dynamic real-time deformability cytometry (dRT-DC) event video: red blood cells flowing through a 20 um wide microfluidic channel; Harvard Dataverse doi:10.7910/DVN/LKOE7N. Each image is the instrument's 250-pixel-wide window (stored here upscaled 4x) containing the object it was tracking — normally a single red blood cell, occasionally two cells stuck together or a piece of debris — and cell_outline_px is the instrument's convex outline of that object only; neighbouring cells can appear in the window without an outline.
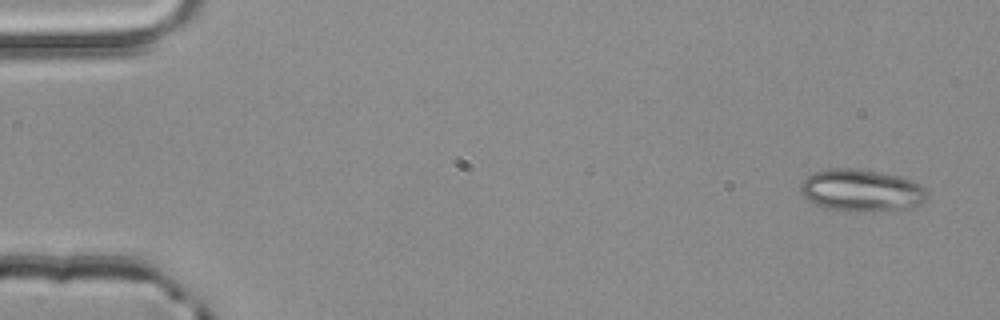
{"species": "common noctule bat (a hibernating species)", "species_latin": "Nyctalus noctula", "temperature_condition": "room temperature", "stored_images_in_passage": 4, "segment_of_instrument_passage": [2, 2], "camera_frame_rate_fps": 3000, "um_per_image_px": 0.085, "animal": {"sex": "male", "body_mass_g": 20.4}, "frame": {"image": 1, "passage_image": 4, "time_ms": 1.0, "image_size_px": [1000, 320], "cell_outline_px": [[924, 200], [912, 208], [860, 212], [844, 212], [824, 208], [808, 200], [800, 192], [800, 184], [812, 172], [828, 168], [852, 168], [900, 176], [916, 180], [924, 188]], "centroid_in_image_um": [73.17, 16.19], "position_along_channel_um": 11.8, "area_um2": 31.27}}